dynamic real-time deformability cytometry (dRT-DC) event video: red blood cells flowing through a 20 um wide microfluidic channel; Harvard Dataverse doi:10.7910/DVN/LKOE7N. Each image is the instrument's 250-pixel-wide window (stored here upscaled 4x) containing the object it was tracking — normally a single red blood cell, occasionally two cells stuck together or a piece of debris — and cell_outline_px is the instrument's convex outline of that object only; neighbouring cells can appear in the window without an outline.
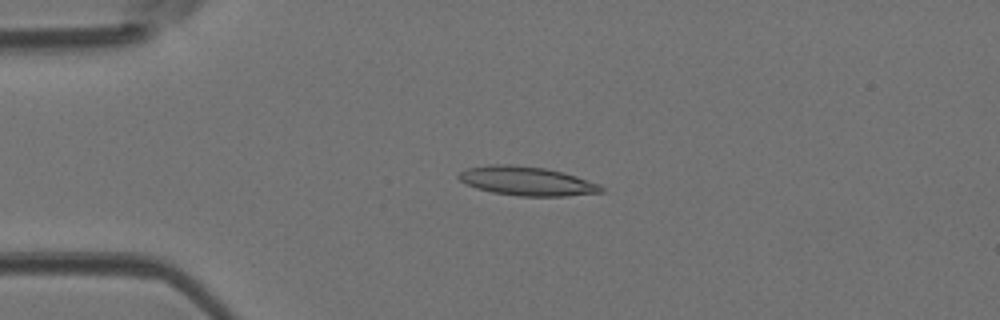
{"species": "Egyptian fruit bat (a non-hibernating species)", "species_latin": "Rousettus aegyptiacus", "temperature_condition": "room temperature", "stored_images_in_passage": 44, "camera_frame_rate_fps": 3000, "um_per_image_px": 0.085, "animal": {"sex": "female"}, "frame": {"image": 1, "passage_image": 10, "time_ms": 3.0, "image_size_px": [1000, 320], "cell_outline_px": [[604, 192], [568, 196], [520, 196], [492, 192], [476, 188], [464, 184], [456, 176], [460, 172], [468, 168], [492, 164], [512, 164], [544, 168], [564, 172], [600, 184], [604, 188]], "centroid_in_image_um": [44.78, 15.39], "position_along_channel_um": 40.2, "area_um2": 24.22}}
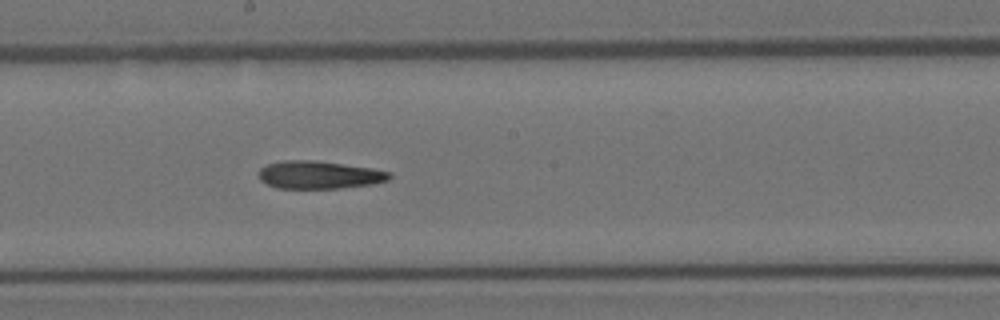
{"frame": {"image": 2, "passage_image": 24, "time_ms": 7.667, "image_size_px": [1000, 320], "cell_outline_px": [[392, 176], [388, 180], [372, 184], [340, 188], [276, 188], [260, 180], [260, 168], [268, 164], [280, 160], [312, 160], [372, 168], [392, 172]], "centroid_in_image_um": [27.14, 14.86], "position_along_channel_um": 221.1, "area_um2": 21.1}}
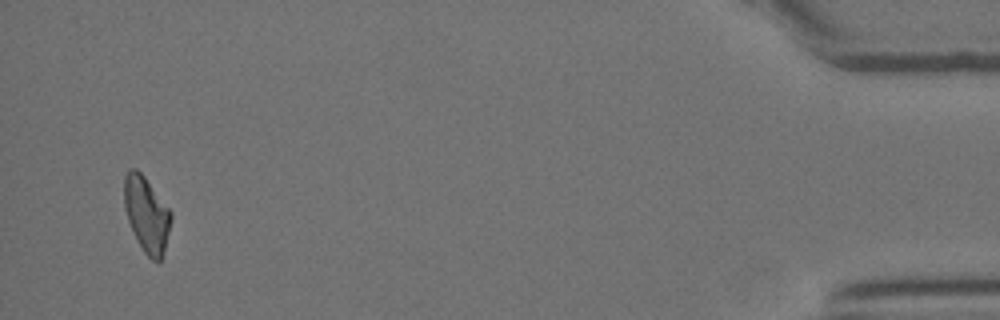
{"frame": {"image": 3, "passage_image": 43, "time_ms": 14.0, "image_size_px": [1000, 320], "cell_outline_px": [[172, 220], [164, 248], [160, 260], [152, 260], [144, 252], [136, 240], [128, 220], [124, 208], [124, 176], [128, 168], [136, 168], [144, 176], [172, 212]], "centroid_in_image_um": [12.44, 18.18], "position_along_channel_um": 422.8, "area_um2": 20.52}}